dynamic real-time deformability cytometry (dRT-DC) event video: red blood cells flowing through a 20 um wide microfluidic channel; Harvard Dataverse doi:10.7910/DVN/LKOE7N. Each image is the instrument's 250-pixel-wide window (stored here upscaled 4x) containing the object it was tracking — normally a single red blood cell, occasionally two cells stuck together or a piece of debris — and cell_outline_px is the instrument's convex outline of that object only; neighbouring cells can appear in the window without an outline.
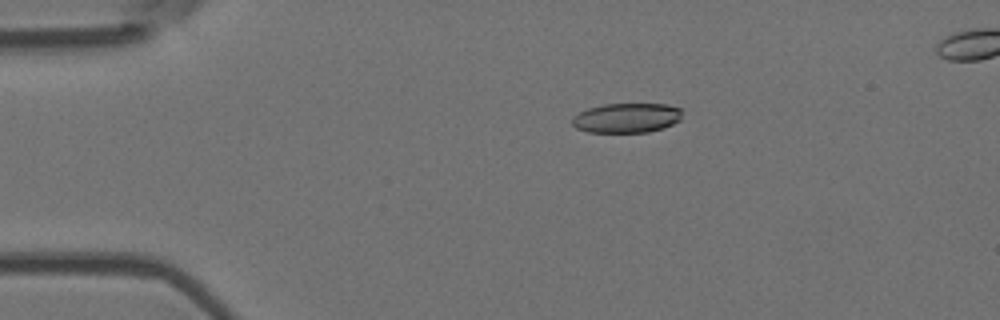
{"species": "Egyptian fruit bat (a non-hibernating species)", "species_latin": "Rousettus aegyptiacus", "temperature_condition": "room temperature", "stored_images_in_passage": 7, "camera_frame_rate_fps": 3000, "um_per_image_px": 0.085, "animal": {"sex": "female"}, "frame": {"image": 1, "passage_image": 3, "time_ms": 3.333, "image_size_px": [1000, 320], "cell_outline_px": [[680, 120], [664, 128], [648, 132], [588, 132], [576, 128], [572, 124], [572, 116], [588, 108], [604, 104], [668, 104], [680, 108]], "centroid_in_image_um": [53.25, 10.02], "position_along_channel_um": 31.8, "area_um2": 19.02}}
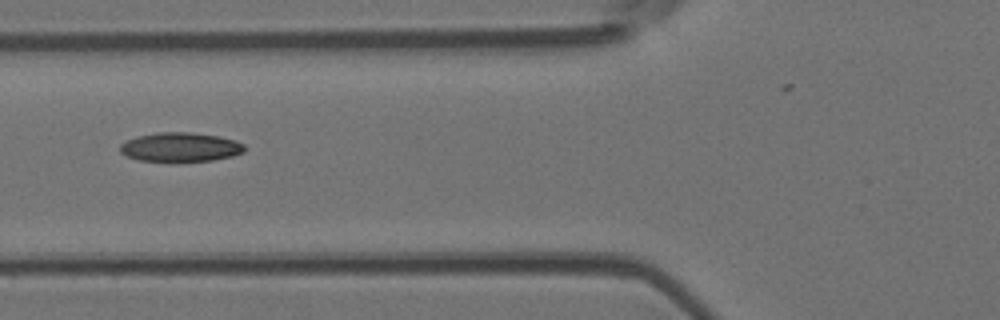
{"frame": {"image": 2, "passage_image": 6, "time_ms": 6.667, "image_size_px": [1000, 320], "cell_outline_px": [[244, 152], [232, 156], [212, 160], [140, 160], [128, 156], [120, 152], [120, 144], [124, 140], [136, 136], [156, 132], [188, 132], [220, 136], [236, 140], [244, 144]], "centroid_in_image_um": [15.32, 12.47], "position_along_channel_um": 110.5, "area_um2": 20.92}}